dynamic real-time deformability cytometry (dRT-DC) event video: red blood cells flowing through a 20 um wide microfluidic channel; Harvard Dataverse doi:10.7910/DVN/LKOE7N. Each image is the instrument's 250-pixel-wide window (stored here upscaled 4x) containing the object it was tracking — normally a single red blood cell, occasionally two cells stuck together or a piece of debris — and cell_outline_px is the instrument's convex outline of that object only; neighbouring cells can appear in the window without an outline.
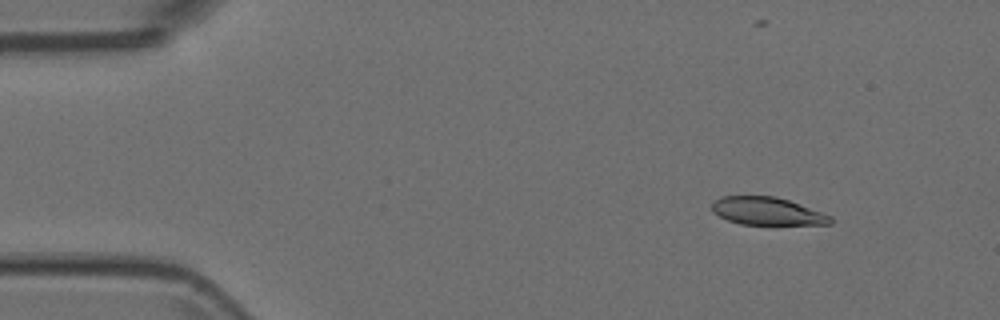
{"species": "Egyptian fruit bat (a non-hibernating species)", "species_latin": "Rousettus aegyptiacus", "temperature_condition": "room temperature", "stored_images_in_passage": 7, "camera_frame_rate_fps": 3000, "um_per_image_px": 0.085, "animal": {"sex": "female"}, "frame": {"image": 1, "passage_image": 1, "time_ms": 0.0, "image_size_px": [1000, 320], "cell_outline_px": [[832, 224], [740, 224], [728, 220], [712, 212], [712, 204], [720, 196], [776, 196], [788, 200], [832, 216]], "centroid_in_image_um": [65.19, 17.94], "position_along_channel_um": 19.8, "area_um2": 18.96}}
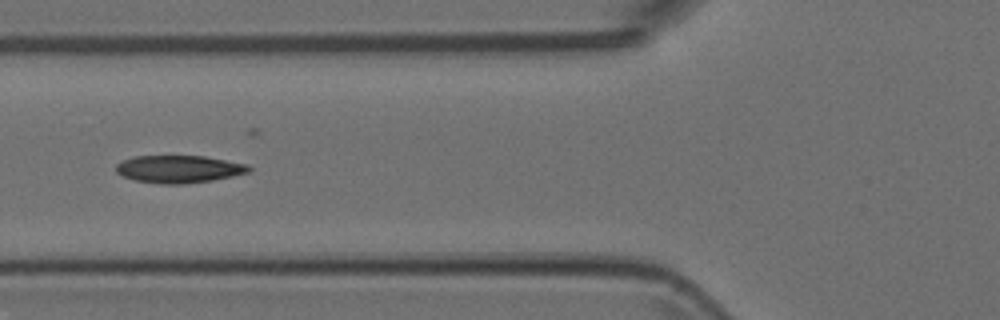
{"frame": {"image": 2, "passage_image": 5, "time_ms": 1.333, "image_size_px": [1000, 320], "cell_outline_px": [[252, 168], [248, 172], [232, 176], [212, 180], [184, 184], [160, 184], [136, 180], [120, 176], [116, 172], [116, 164], [132, 156], [204, 156], [248, 164]], "centroid_in_image_um": [15.19, 14.37], "position_along_channel_um": 110.6, "area_um2": 21.33}}
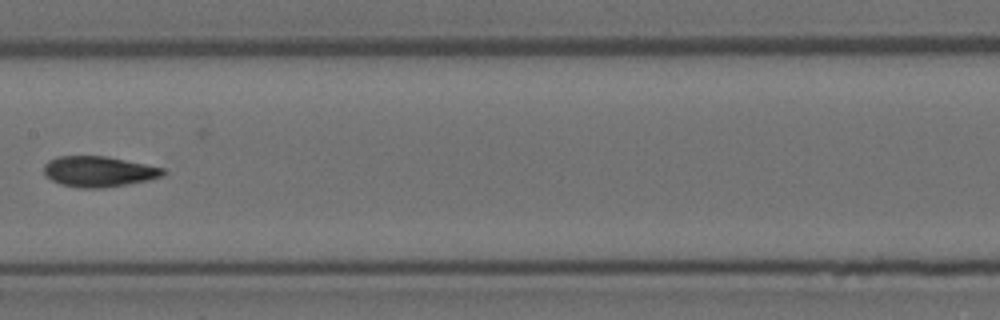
{"frame": {"image": 3, "passage_image": 7, "time_ms": 2.0, "image_size_px": [1000, 320], "cell_outline_px": [[164, 176], [148, 180], [128, 184], [104, 188], [76, 188], [60, 184], [44, 176], [44, 164], [48, 160], [56, 156], [104, 156], [164, 168]], "centroid_in_image_um": [8.34, 14.59], "position_along_channel_um": 199.1, "area_um2": 21.33}}